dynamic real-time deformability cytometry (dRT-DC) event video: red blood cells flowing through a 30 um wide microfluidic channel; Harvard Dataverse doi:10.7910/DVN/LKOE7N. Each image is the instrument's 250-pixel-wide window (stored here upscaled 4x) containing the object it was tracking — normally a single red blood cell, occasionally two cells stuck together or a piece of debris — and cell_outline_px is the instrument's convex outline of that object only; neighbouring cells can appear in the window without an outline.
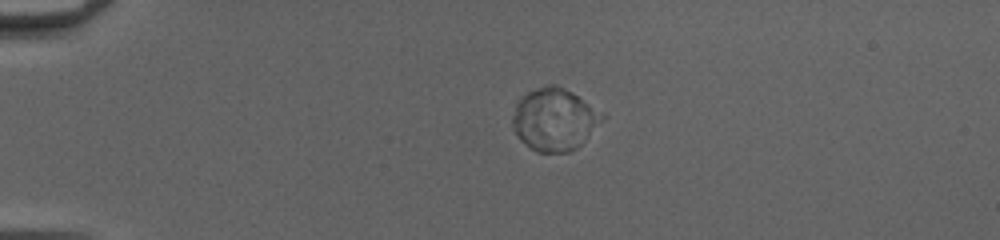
{"species": "common noctule bat (a hibernating species)", "species_latin": "Nyctalus noctula", "temperature_condition": "cold", "stored_images_in_passage": 40, "camera_frame_rate_fps": 3000, "um_per_image_px": 0.085, "animal": {"sex": "female", "body_mass_g": 20.0, "forearm_length_mm": 54.0}, "frame": {"image": 1, "passage_image": 1, "time_ms": 0.0, "image_size_px": [1000, 240], "cell_outline_px": [[608, 116], [576, 148], [568, 152], [536, 152], [524, 144], [520, 140], [512, 128], [512, 116], [516, 104], [528, 92], [536, 88], [548, 84], [556, 84], [572, 92], [604, 112]], "centroid_in_image_um": [47.14, 10.15], "position_along_channel_um": 37.9, "area_um2": 32.77}}
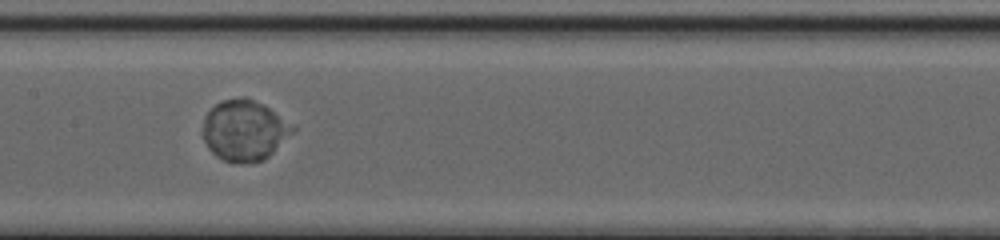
{"frame": {"image": 2, "passage_image": 16, "time_ms": 5.0, "image_size_px": [1000, 240], "cell_outline_px": [[296, 128], [264, 160], [232, 164], [216, 156], [208, 148], [200, 132], [204, 120], [208, 112], [220, 100], [240, 96], [244, 96], [264, 104]], "centroid_in_image_um": [20.71, 11.07], "position_along_channel_um": 186.7, "area_um2": 31.73}}
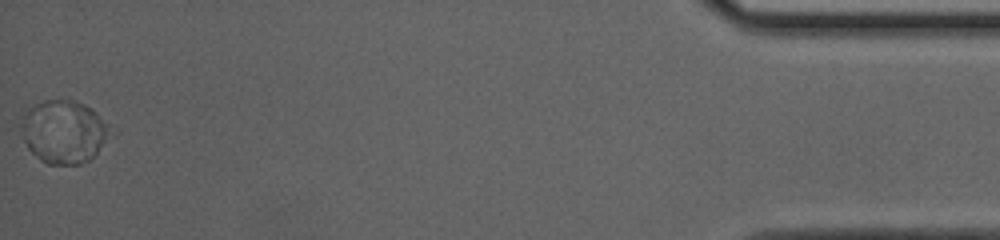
{"frame": {"image": 3, "passage_image": 40, "time_ms": 13.0, "image_size_px": [1000, 240], "cell_outline_px": [[120, 128], [88, 160], [80, 164], [48, 164], [40, 160], [28, 148], [20, 132], [20, 108], [44, 100], [68, 100], [84, 104], [92, 108]], "centroid_in_image_um": [5.46, 11.14], "position_along_channel_um": 429.7, "area_um2": 34.22}}